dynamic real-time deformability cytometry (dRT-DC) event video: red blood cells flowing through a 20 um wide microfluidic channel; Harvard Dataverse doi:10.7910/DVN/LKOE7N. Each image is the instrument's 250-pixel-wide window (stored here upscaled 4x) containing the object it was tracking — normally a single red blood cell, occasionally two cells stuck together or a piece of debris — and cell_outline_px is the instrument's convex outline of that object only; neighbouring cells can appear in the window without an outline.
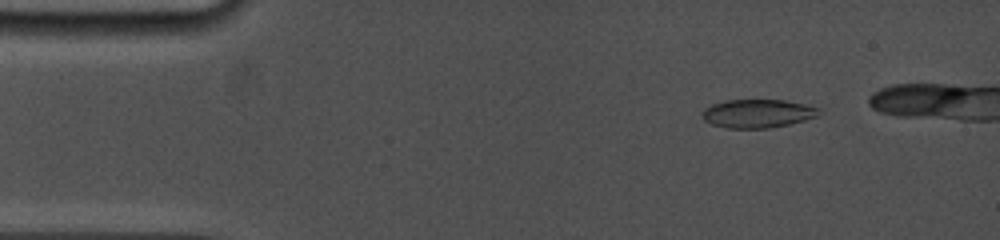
{"species": "common noctule bat (a hibernating species)", "species_latin": "Nyctalus noctula", "temperature_condition": "cold", "stored_images_in_passage": 6, "camera_frame_rate_fps": 5000, "um_per_image_px": 0.085, "animal": {"sex": "female", "body_mass_g": 19.0, "forearm_length_mm": 53.3}, "frame": {"image": 1, "passage_image": 3, "time_ms": 1.4, "image_size_px": [1000, 240], "cell_outline_px": [[820, 112], [816, 116], [804, 120], [788, 124], [768, 128], [728, 128], [712, 124], [704, 120], [700, 116], [700, 112], [704, 108], [712, 104], [724, 100], [784, 100], [804, 104], [820, 108]], "centroid_in_image_um": [64.34, 9.64], "position_along_channel_um": 20.7, "area_um2": 19.36}}